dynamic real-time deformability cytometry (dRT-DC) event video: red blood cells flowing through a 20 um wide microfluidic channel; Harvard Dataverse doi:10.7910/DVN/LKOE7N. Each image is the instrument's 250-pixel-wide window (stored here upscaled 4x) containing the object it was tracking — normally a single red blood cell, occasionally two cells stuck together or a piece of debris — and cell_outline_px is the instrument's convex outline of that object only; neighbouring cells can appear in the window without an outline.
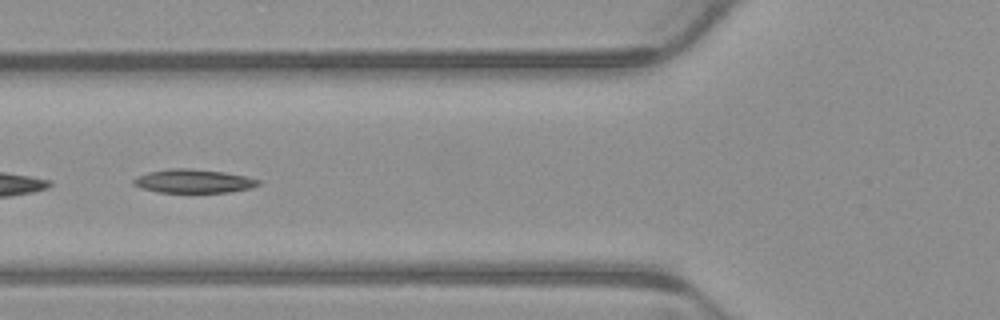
{"species": "common noctule bat (a hibernating species)", "species_latin": "Nyctalus noctula", "temperature_condition": "warm", "stored_images_in_passage": 6, "camera_frame_rate_fps": 3000, "um_per_image_px": 0.085, "animal": {"sex": "male", "body_mass_g": 23.1, "forearm_length_mm": 52.7}, "frame": {"image": 1, "passage_image": 6, "time_ms": 1.667, "image_size_px": [1000, 320], "cell_outline_px": [[260, 184], [252, 188], [232, 192], [156, 192], [140, 188], [132, 184], [132, 180], [136, 176], [148, 172], [168, 168], [188, 168], [224, 172], [244, 176], [260, 180]], "centroid_in_image_um": [16.41, 15.39], "position_along_channel_um": 109.4, "area_um2": 17.34}}